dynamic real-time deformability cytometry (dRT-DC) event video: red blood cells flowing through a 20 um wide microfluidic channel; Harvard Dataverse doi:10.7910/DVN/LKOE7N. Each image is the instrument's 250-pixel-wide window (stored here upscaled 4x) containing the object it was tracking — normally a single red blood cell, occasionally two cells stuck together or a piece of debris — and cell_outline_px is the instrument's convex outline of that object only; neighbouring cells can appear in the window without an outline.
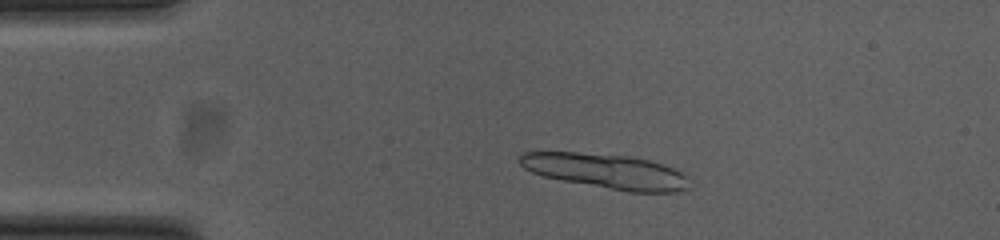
{"species": "common noctule bat (a hibernating species)", "species_latin": "Nyctalus noctula", "temperature_condition": "cold", "stored_images_in_passage": 50, "camera_frame_rate_fps": 3000, "um_per_image_px": 0.085, "animal": {"sex": "female", "body_mass_g": 23.0, "forearm_length_mm": 53.4}, "frame": {"image": 1, "passage_image": 8, "time_ms": 2.333, "image_size_px": [1000, 240], "cell_outline_px": [[692, 188], [676, 192], [628, 192], [564, 180], [544, 176], [532, 172], [524, 168], [516, 160], [524, 152], [576, 152], [624, 156], [648, 160], [664, 164], [688, 176]], "centroid_in_image_um": [51.56, 14.56], "position_along_channel_um": 33.4, "area_um2": 34.28}, "authors_computed_cell_mechanics": {"area_um2": 17.6868, "velocity_mm_per_s": 3.768, "shape_relaxation_time_tau1_ms": null, "shape_relaxation_time_tau2_ms": 2.8223, "deformation_change_tau1": null, "deformation_change_tau2": 0.0637}}